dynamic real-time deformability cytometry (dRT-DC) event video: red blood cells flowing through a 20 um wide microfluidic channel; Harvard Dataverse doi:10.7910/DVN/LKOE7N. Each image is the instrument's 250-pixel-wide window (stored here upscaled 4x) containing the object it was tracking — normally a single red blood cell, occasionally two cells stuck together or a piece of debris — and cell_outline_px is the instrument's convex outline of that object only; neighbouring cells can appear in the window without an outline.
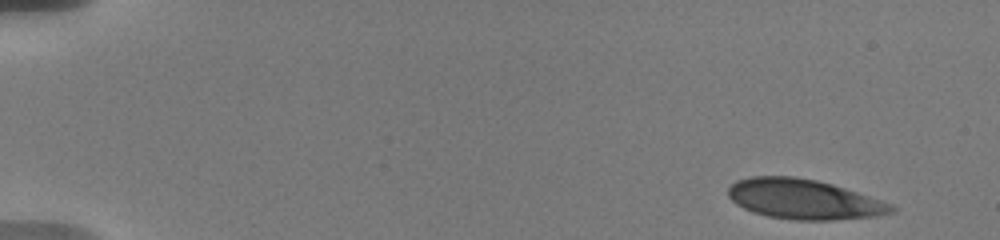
{"species": "human", "species_latin": "Homo sapiens", "temperature_condition": "warm", "stored_images_in_passage": 7, "camera_frame_rate_fps": 3000, "um_per_image_px": 0.085, "donor": {"sex": "male"}, "frame": {"image": 1, "passage_image": 1, "time_ms": 0.0, "image_size_px": [1000, 240], "cell_outline_px": [[896, 212], [876, 216], [832, 220], [792, 220], [768, 216], [752, 212], [736, 204], [728, 196], [728, 188], [736, 180], [748, 176], [792, 176], [816, 180], [832, 184], [892, 204], [896, 208]], "centroid_in_image_um": [68.3, 16.93], "position_along_channel_um": 16.7, "area_um2": 37.97}}
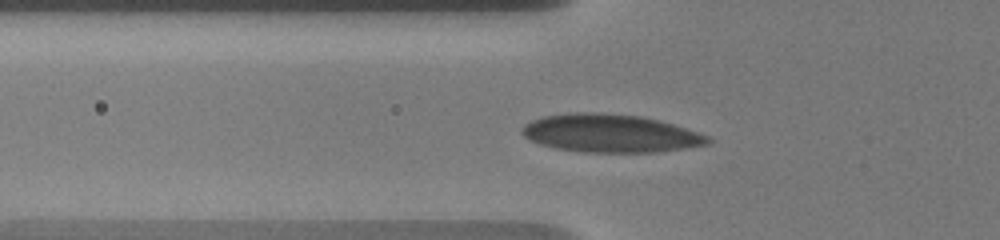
{"frame": {"image": 2, "passage_image": 6, "time_ms": 5.333, "image_size_px": [1000, 240], "cell_outline_px": [[712, 144], [656, 152], [584, 152], [556, 148], [540, 144], [524, 136], [520, 132], [520, 128], [524, 124], [532, 120], [544, 116], [576, 112], [600, 112], [640, 116], [660, 120], [688, 128], [708, 136], [712, 140]], "centroid_in_image_um": [51.9, 11.33], "position_along_channel_um": 73.9, "area_um2": 41.38}}